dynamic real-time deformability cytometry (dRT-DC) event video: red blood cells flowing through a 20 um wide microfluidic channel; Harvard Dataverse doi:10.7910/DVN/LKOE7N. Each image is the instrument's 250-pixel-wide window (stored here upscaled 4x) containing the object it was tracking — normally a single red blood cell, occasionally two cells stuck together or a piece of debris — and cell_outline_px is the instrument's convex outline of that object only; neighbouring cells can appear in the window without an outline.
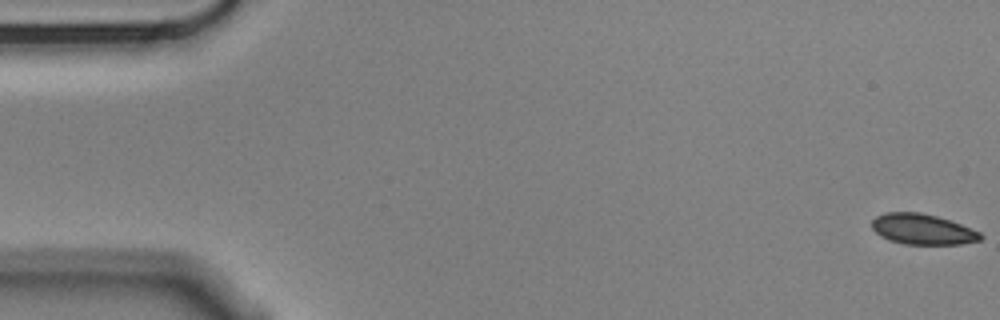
{"species": "Egyptian fruit bat (a non-hibernating species)", "species_latin": "Rousettus aegyptiacus", "temperature_condition": "cold", "stored_images_in_passage": 10, "camera_frame_rate_fps": 3000, "um_per_image_px": 0.085, "animal": {"sex": "male"}, "frame": {"image": 1, "passage_image": 1, "time_ms": 0.0, "image_size_px": [1000, 320], "cell_outline_px": [[984, 236], [980, 240], [960, 244], [904, 244], [880, 236], [872, 228], [872, 220], [876, 216], [888, 212], [920, 212], [936, 216], [960, 224], [980, 232]], "centroid_in_image_um": [78.41, 19.48], "position_along_channel_um": 6.6, "area_um2": 19.13}}